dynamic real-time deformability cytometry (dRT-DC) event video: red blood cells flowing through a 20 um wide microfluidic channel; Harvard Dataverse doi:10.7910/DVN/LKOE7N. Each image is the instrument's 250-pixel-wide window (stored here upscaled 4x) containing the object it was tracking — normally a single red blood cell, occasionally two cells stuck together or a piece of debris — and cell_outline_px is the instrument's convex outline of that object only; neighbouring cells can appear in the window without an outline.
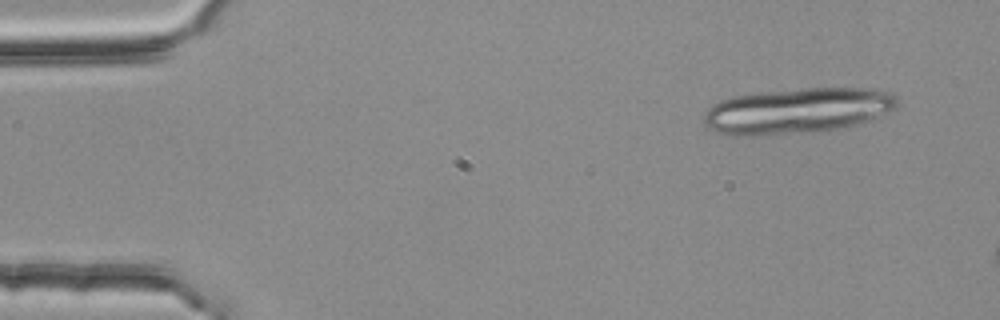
{"species": "common noctule bat (a hibernating species)", "species_latin": "Nyctalus noctula", "temperature_condition": "room temperature", "stored_images_in_passage": 4, "camera_frame_rate_fps": 3000, "um_per_image_px": 0.085, "animal": {"sex": "female", "body_mass_g": 25.1}, "frame": {"image": 1, "passage_image": 1, "time_ms": 0.0, "image_size_px": [1000, 320], "cell_outline_px": [[896, 108], [888, 112], [868, 120], [856, 124], [836, 128], [808, 132], [752, 136], [732, 136], [708, 128], [704, 124], [704, 112], [708, 108], [720, 100], [736, 96], [760, 92], [804, 88], [876, 88], [892, 92], [896, 96]], "centroid_in_image_um": [67.76, 9.4], "position_along_channel_um": 17.2, "area_um2": 51.27}}